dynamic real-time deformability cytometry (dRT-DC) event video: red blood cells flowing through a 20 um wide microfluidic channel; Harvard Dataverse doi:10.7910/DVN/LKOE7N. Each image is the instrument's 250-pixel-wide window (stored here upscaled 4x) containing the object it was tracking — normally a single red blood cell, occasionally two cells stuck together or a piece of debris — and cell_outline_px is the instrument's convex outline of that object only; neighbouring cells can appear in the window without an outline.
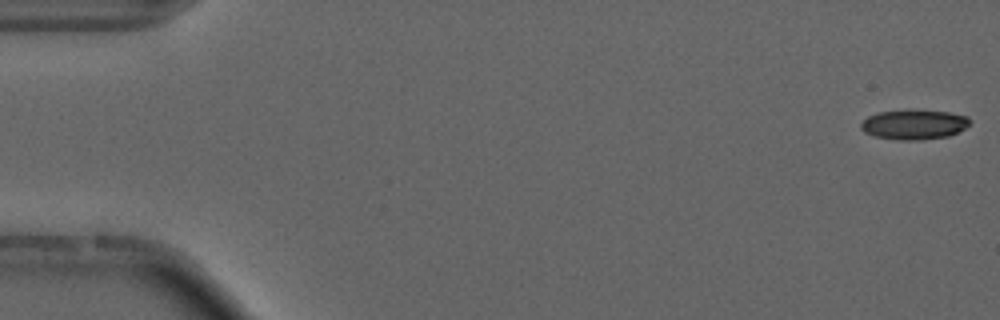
{"species": "common noctule bat (a hibernating species)", "species_latin": "Nyctalus noctula", "temperature_condition": "cold", "stored_images_in_passage": 55, "camera_frame_rate_fps": 3000, "um_per_image_px": 0.085, "animal": {"sex": "male", "forearm_length_mm": 52.5}, "frame": {"image": 1, "passage_image": 1, "time_ms": 0.0, "image_size_px": [1000, 320], "cell_outline_px": [[972, 120], [964, 128], [948, 136], [920, 140], [900, 140], [876, 136], [864, 132], [860, 128], [860, 124], [868, 116], [876, 112], [948, 112], [968, 116]], "centroid_in_image_um": [77.68, 10.61], "position_along_channel_um": 7.3, "area_um2": 18.21}}
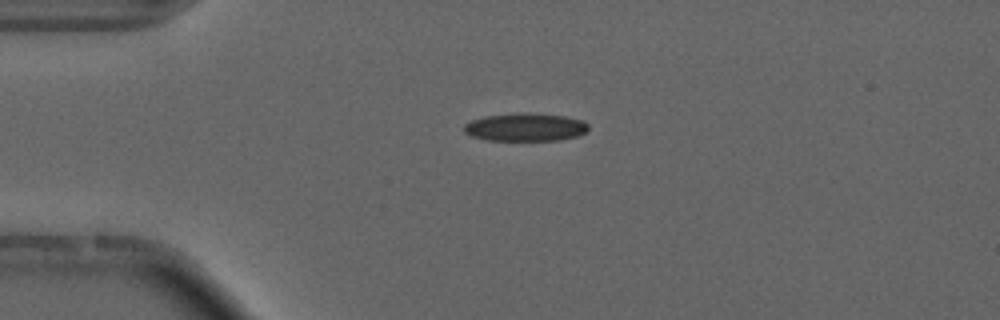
{"frame": {"image": 2, "passage_image": 13, "time_ms": 4.0, "image_size_px": [1000, 320], "cell_outline_px": [[588, 128], [584, 132], [576, 136], [560, 140], [488, 140], [472, 136], [464, 132], [464, 124], [472, 120], [484, 116], [528, 112], [564, 116], [584, 120], [588, 124]], "centroid_in_image_um": [44.66, 10.8], "position_along_channel_um": 40.3, "area_um2": 20.23}, "authors_computed_cell_mechanics": {"area_um2": 19.363, "velocity_mm_per_s": 3.721, "shape_relaxation_time_tau1_ms": null, "shape_relaxation_time_tau2_ms": 3.9108, "deformation_change_tau1": null, "deformation_change_tau2": 0.1255}}